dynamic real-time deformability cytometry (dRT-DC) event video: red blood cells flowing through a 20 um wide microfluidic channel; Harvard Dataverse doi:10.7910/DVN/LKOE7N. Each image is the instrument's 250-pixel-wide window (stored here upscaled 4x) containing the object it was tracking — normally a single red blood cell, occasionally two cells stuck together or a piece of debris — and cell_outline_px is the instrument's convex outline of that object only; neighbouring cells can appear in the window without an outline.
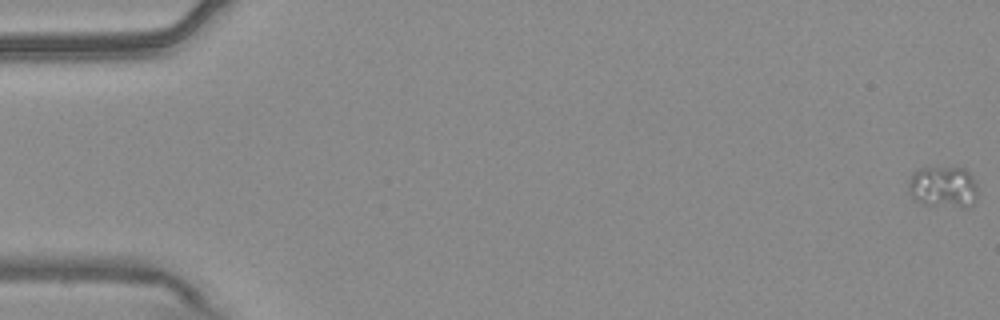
{"species": "common noctule bat (a hibernating species)", "species_latin": "Nyctalus noctula", "temperature_condition": "warm", "stored_images_in_passage": 56, "camera_frame_rate_fps": 3000, "um_per_image_px": 0.085, "animal": {"sex": "male", "body_mass_g": 20.4}, "frame": {"image": 1, "passage_image": 1, "time_ms": 0.0, "image_size_px": [1000, 320], "cell_outline_px": [[976, 200], [968, 208], [964, 208], [924, 204], [916, 200], [908, 192], [908, 184], [912, 172], [920, 168], [964, 168], [972, 176], [976, 184]], "centroid_in_image_um": [80.17, 15.9], "position_along_channel_um": 4.8, "area_um2": 16.82}}
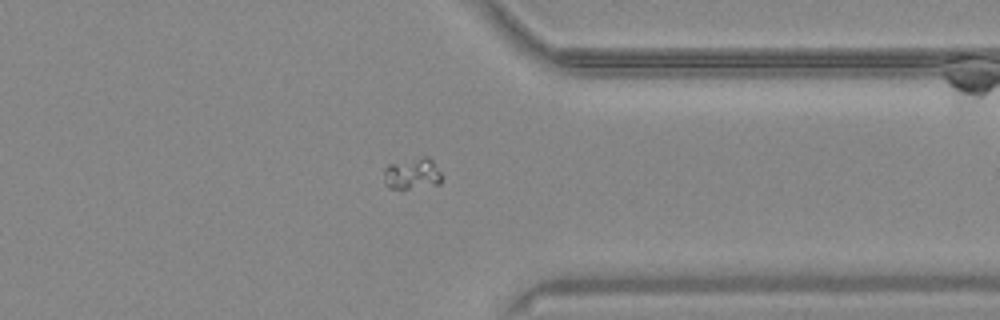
{"frame": {"image": 2, "passage_image": 44, "time_ms": 14.333, "image_size_px": [1000, 320], "cell_outline_px": [[440, 184], [408, 188], [388, 188], [384, 184], [384, 168], [388, 164], [424, 156], [428, 156], [432, 160], [440, 172]], "centroid_in_image_um": [35.0, 14.75], "position_along_channel_um": 376.4, "area_um2": 10.46}}
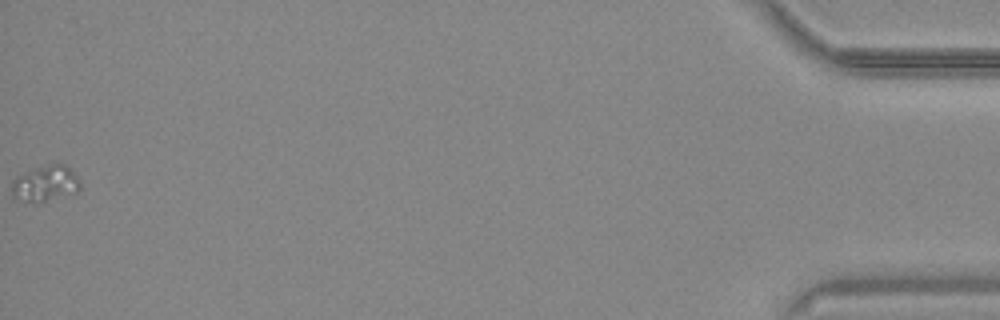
{"frame": {"image": 3, "passage_image": 56, "time_ms": 18.333, "image_size_px": [1000, 320], "cell_outline_px": [[80, 192], [36, 204], [32, 204], [12, 196], [12, 180], [16, 176], [36, 168], [48, 164], [64, 164], [72, 168], [80, 180]], "centroid_in_image_um": [3.9, 15.62], "position_along_channel_um": 431.3, "area_um2": 14.74}}